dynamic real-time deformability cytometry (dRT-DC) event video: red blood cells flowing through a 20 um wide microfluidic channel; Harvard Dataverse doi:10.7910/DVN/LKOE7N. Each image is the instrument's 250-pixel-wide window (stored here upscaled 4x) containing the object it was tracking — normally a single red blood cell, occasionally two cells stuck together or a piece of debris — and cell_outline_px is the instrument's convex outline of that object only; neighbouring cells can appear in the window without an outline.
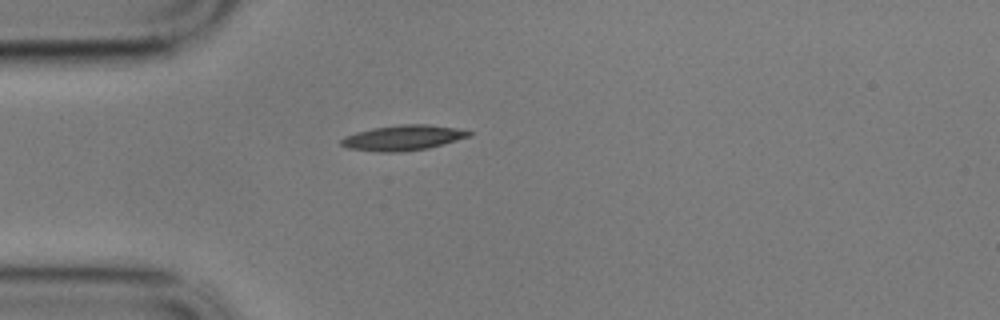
{"species": "common noctule bat (a hibernating species)", "species_latin": "Nyctalus noctula", "temperature_condition": "cold", "stored_images_in_passage": 43, "camera_frame_rate_fps": 3000, "um_per_image_px": 0.085, "animal": {"sex": "male", "body_mass_g": 17.9}, "frame": {"image": 1, "passage_image": 1, "time_ms": 0.0, "image_size_px": [1000, 320], "cell_outline_px": [[472, 136], [428, 148], [404, 152], [380, 152], [348, 148], [340, 144], [340, 140], [344, 136], [356, 132], [372, 128], [400, 124], [428, 124], [456, 128], [472, 132]], "centroid_in_image_um": [34.25, 11.71], "position_along_channel_um": 50.8, "area_um2": 18.9}}
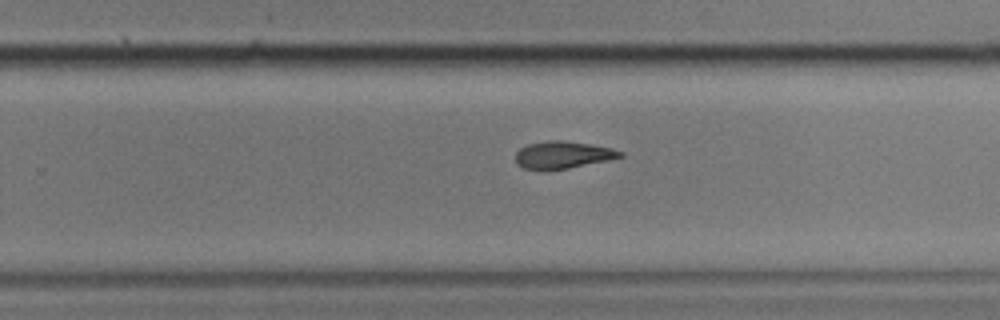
{"frame": {"image": 2, "passage_image": 22, "time_ms": 7.0, "image_size_px": [1000, 320], "cell_outline_px": [[624, 156], [608, 160], [568, 168], [524, 168], [516, 164], [516, 152], [520, 148], [528, 144], [548, 140], [560, 140], [588, 144], [612, 148], [624, 152]], "centroid_in_image_um": [47.86, 13.14], "position_along_channel_um": 281.9, "area_um2": 16.18}}
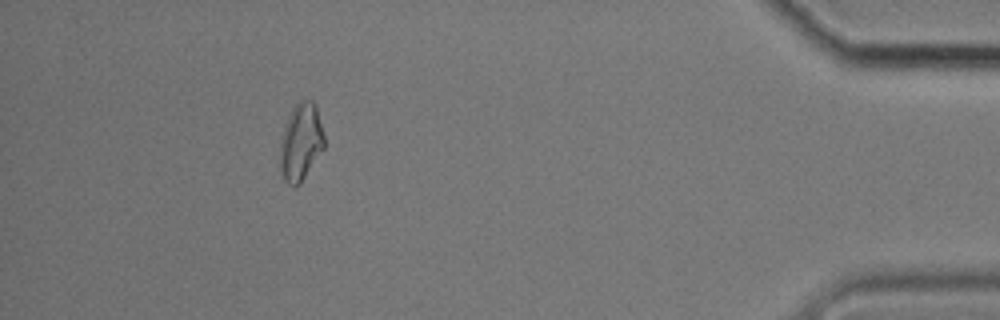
{"frame": {"image": 3, "passage_image": 38, "time_ms": 12.333, "image_size_px": [1000, 320], "cell_outline_px": [[324, 148], [300, 184], [296, 188], [292, 188], [284, 180], [280, 172], [280, 136], [284, 124], [292, 108], [300, 100], [312, 100], [316, 104], [324, 132]], "centroid_in_image_um": [25.55, 12.08], "position_along_channel_um": 409.6, "area_um2": 20.4}, "authors_computed_cell_mechanics": {"area_um2": 17.629, "velocity_mm_per_s": 3.4385, "shape_relaxation_time_tau1_ms": 5.911, "shape_relaxation_time_tau2_ms": 9.6487, "deformation_change_tau1": 0.1586, "deformation_change_tau2": 0.1716}}